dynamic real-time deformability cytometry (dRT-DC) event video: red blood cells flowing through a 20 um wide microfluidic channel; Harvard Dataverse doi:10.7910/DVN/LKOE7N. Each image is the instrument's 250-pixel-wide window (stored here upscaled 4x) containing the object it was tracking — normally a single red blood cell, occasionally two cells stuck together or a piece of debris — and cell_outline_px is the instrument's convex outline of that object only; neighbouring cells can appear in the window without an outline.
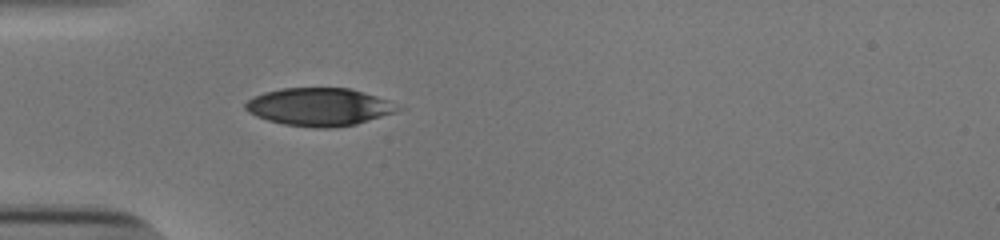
{"species": "human", "species_latin": "Homo sapiens", "temperature_condition": "cold", "stored_images_in_passage": 37, "camera_frame_rate_fps": 3000, "um_per_image_px": 0.085, "donor": {"sex": "male"}, "frame": {"image": 1, "passage_image": 1, "time_ms": 0.0, "image_size_px": [1000, 240], "cell_outline_px": [[400, 108], [396, 112], [356, 124], [324, 128], [316, 128], [284, 124], [268, 120], [256, 116], [244, 108], [244, 104], [248, 100], [264, 92], [280, 88], [348, 88], [376, 96], [388, 100]], "centroid_in_image_um": [27.1, 9.08], "position_along_channel_um": 57.9, "area_um2": 33.18}}
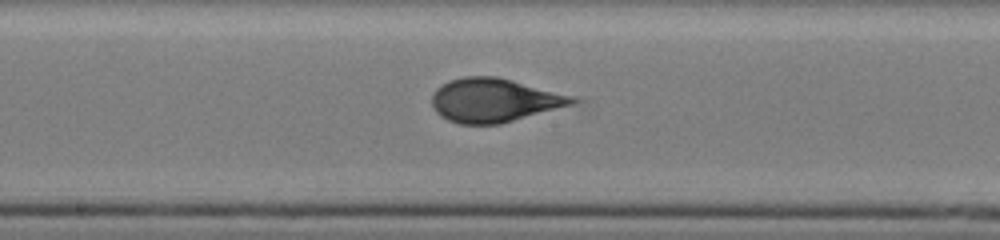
{"frame": {"image": 2, "passage_image": 13, "time_ms": 4.0, "image_size_px": [1000, 240], "cell_outline_px": [[576, 100], [572, 104], [500, 124], [460, 124], [448, 120], [440, 116], [436, 112], [432, 104], [432, 92], [440, 84], [448, 80], [464, 76], [496, 76], [512, 80], [572, 96]], "centroid_in_image_um": [41.91, 8.51], "position_along_channel_um": 206.3, "area_um2": 35.49}}
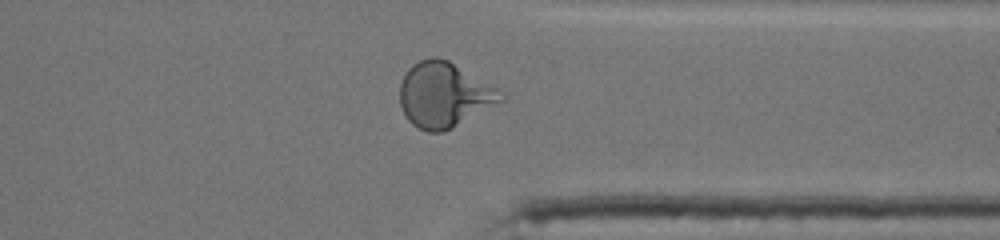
{"frame": {"image": 3, "passage_image": 26, "time_ms": 8.333, "image_size_px": [1000, 240], "cell_outline_px": [[508, 96], [504, 100], [452, 128], [444, 132], [428, 132], [416, 128], [408, 120], [400, 104], [400, 84], [408, 68], [412, 64], [420, 60], [432, 56], [436, 56], [448, 60], [496, 88]], "centroid_in_image_um": [37.73, 8.07], "position_along_channel_um": 373.7, "area_um2": 38.15}, "authors_computed_cell_mechanics": {"area_um2": 35.1424, "velocity_mm_per_s": 3.8964, "shape_relaxation_time_tau1_ms": 5.5339, "shape_relaxation_time_tau2_ms": null, "deformation_change_tau1": 0.1993, "deformation_change_tau2": null}}